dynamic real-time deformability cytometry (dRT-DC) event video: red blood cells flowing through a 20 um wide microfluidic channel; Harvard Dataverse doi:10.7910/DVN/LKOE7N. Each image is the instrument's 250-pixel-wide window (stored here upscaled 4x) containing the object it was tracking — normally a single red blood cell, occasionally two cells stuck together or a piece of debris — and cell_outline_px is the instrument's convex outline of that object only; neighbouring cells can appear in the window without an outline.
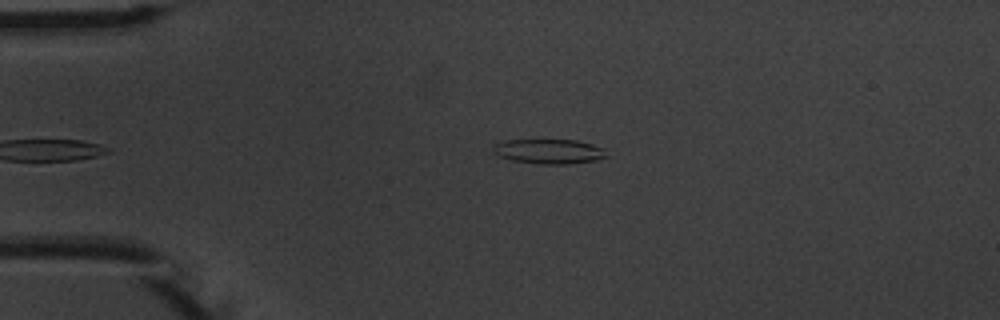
{"species": "common noctule bat (a hibernating species)", "species_latin": "Nyctalus noctula", "temperature_condition": "warm", "stored_images_in_passage": 5, "camera_frame_rate_fps": 3000, "um_per_image_px": 0.085, "animal": {"sex": "male", "body_mass_g": 20.1, "forearm_length_mm": 53.5}, "frame": {"image": 1, "passage_image": 5, "time_ms": 5.333, "image_size_px": [1000, 320], "cell_outline_px": [[608, 156], [596, 160], [568, 164], [536, 164], [512, 160], [496, 156], [492, 152], [492, 144], [504, 140], [576, 140], [592, 144], [604, 148]], "centroid_in_image_um": [46.61, 12.87], "position_along_channel_um": 38.4, "area_um2": 16.59}}